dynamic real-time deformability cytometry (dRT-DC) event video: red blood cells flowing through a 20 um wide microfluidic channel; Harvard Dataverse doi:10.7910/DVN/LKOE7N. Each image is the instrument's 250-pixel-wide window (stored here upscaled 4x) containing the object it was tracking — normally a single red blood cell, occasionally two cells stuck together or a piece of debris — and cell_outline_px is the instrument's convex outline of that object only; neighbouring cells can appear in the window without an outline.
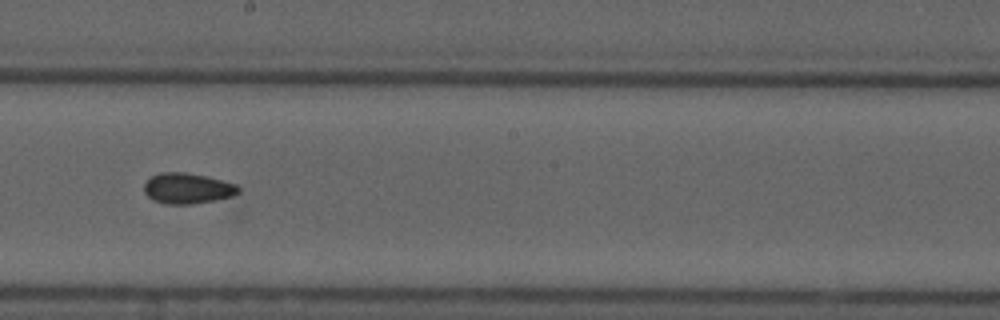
{"species": "common noctule bat (a hibernating species)", "species_latin": "Nyctalus noctula", "temperature_condition": "cold", "stored_images_in_passage": 12, "camera_frame_rate_fps": 3000, "um_per_image_px": 0.085, "animal": {"sex": "male", "forearm_length_mm": 52.5}, "frame": {"image": 1, "passage_image": 7, "time_ms": 7.0, "image_size_px": [1000, 320], "cell_outline_px": [[240, 192], [232, 196], [216, 200], [192, 204], [164, 204], [152, 200], [144, 192], [144, 184], [152, 176], [160, 172], [184, 172], [204, 176], [236, 184], [240, 188]], "centroid_in_image_um": [15.92, 16.02], "position_along_channel_um": 232.3, "area_um2": 16.82}}